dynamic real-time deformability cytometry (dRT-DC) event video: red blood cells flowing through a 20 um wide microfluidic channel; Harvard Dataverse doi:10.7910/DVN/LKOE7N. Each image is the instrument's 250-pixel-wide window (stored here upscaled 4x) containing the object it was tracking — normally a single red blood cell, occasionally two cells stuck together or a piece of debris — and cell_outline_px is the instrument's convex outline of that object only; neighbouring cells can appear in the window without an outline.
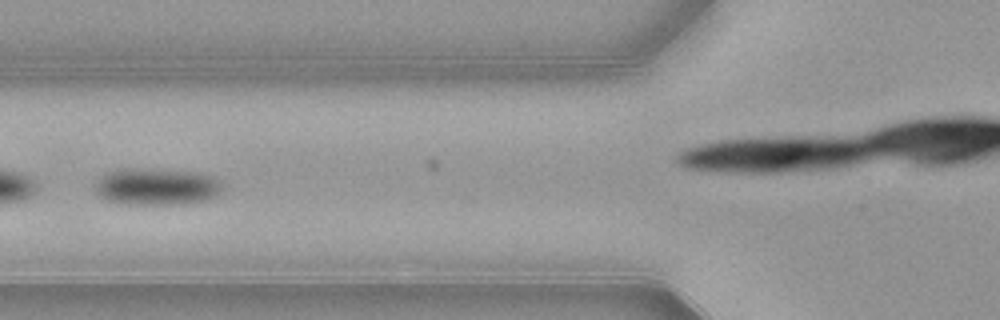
{"species": "common noctule bat (a hibernating species)", "species_latin": "Nyctalus noctula", "temperature_condition": "warm", "stored_images_in_passage": 34, "camera_frame_rate_fps": 3000, "um_per_image_px": 0.085, "animal": {"sex": "female", "body_mass_g": 21.9}, "frame": {"image": 1, "passage_image": 20, "time_ms": 6.333, "image_size_px": [1000, 320], "cell_outline_px": [[224, 188], [216, 196], [208, 200], [184, 204], [120, 204], [108, 200], [100, 196], [96, 192], [92, 184], [104, 172], [124, 168], [140, 168], [196, 172], [212, 176]], "centroid_in_image_um": [13.25, 15.86], "position_along_channel_um": 112.5, "area_um2": 27.8}}